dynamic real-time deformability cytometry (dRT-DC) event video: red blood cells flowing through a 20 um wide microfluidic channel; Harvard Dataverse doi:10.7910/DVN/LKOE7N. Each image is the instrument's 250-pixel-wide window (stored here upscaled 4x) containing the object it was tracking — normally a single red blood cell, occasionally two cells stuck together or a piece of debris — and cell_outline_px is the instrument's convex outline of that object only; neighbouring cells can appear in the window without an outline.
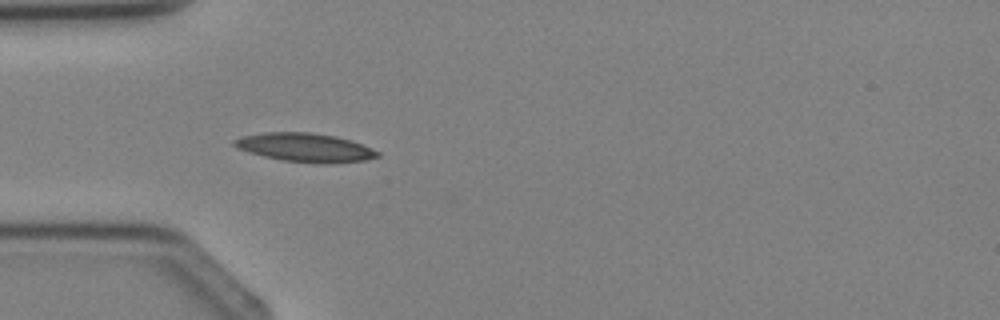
{"species": "Egyptian fruit bat (a non-hibernating species)", "species_latin": "Rousettus aegyptiacus", "temperature_condition": "cold", "stored_images_in_passage": 2, "camera_frame_rate_fps": 3000, "um_per_image_px": 0.085, "animal": {"sex": "female"}, "frame": {"image": 1, "passage_image": 2, "time_ms": 2.0, "image_size_px": [1000, 320], "cell_outline_px": [[380, 156], [364, 160], [284, 160], [264, 156], [240, 148], [232, 144], [232, 140], [244, 136], [268, 132], [312, 132], [336, 136], [352, 140], [380, 152]], "centroid_in_image_um": [25.91, 12.47], "position_along_channel_um": 59.1, "area_um2": 22.48}}